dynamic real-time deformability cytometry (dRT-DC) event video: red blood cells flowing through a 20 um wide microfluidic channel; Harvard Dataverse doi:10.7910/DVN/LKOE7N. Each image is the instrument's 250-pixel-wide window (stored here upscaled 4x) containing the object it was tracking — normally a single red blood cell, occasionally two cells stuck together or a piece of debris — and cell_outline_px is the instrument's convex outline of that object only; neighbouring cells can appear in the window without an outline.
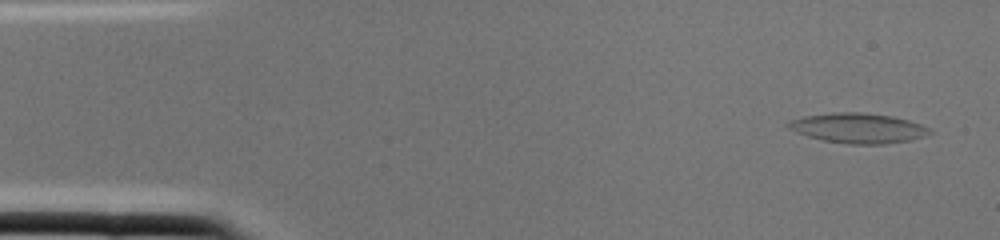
{"species": "common noctule bat (a hibernating species)", "species_latin": "Nyctalus noctula", "temperature_condition": "cold", "stored_images_in_passage": 2, "camera_frame_rate_fps": 3000, "um_per_image_px": 0.085, "animal": {"sex": "female", "body_mass_g": 22.0, "forearm_length_mm": 56.7}, "frame": {"image": 1, "passage_image": 1, "time_ms": 0.0, "image_size_px": [1000, 240], "cell_outline_px": [[932, 132], [924, 136], [908, 140], [884, 144], [848, 144], [824, 140], [808, 136], [796, 132], [788, 128], [784, 124], [788, 120], [804, 116], [836, 112], [860, 112], [892, 116], [908, 120], [920, 124], [928, 128]], "centroid_in_image_um": [72.88, 10.88], "position_along_channel_um": 12.1, "area_um2": 24.57}}
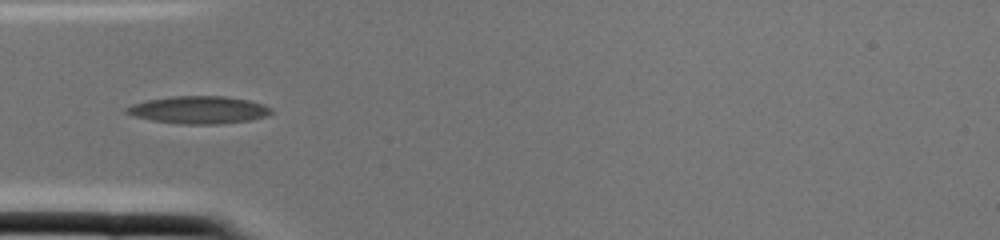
{"frame": {"image": 2, "passage_image": 2, "time_ms": 0.333, "image_size_px": [1000, 240], "cell_outline_px": [[272, 112], [268, 116], [248, 120], [220, 124], [180, 124], [152, 120], [136, 116], [124, 112], [124, 108], [132, 104], [148, 100], [172, 96], [224, 96], [248, 100], [264, 104], [272, 108]], "centroid_in_image_um": [16.91, 9.34], "position_along_channel_um": 68.1, "area_um2": 23.18}}